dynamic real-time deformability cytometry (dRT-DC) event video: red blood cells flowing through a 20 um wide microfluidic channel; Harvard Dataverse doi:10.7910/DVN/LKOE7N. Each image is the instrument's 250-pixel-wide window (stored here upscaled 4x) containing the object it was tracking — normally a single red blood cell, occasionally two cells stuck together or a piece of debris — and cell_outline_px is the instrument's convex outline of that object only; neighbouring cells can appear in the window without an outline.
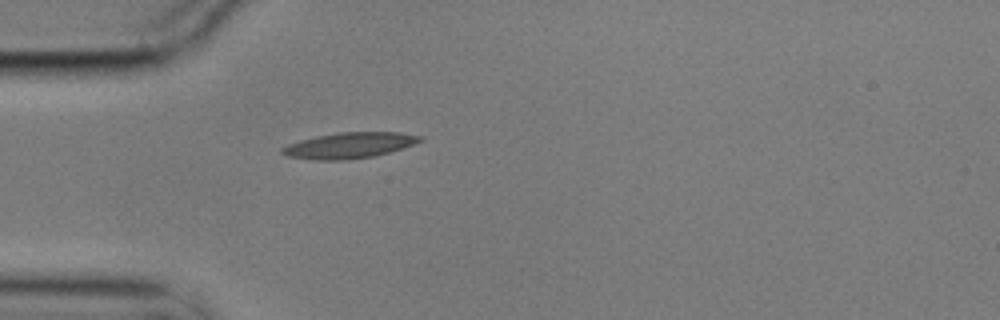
{"species": "common noctule bat (a hibernating species)", "species_latin": "Nyctalus noctula", "temperature_condition": "cold", "stored_images_in_passage": 1, "camera_frame_rate_fps": 3000, "um_per_image_px": 0.085, "animal": {"sex": "male", "body_mass_g": 17.9}, "frame": {"image": 1, "passage_image": 1, "time_ms": 0.0, "image_size_px": [1000, 320], "cell_outline_px": [[424, 140], [376, 156], [348, 160], [316, 160], [288, 156], [280, 152], [280, 148], [288, 144], [300, 140], [316, 136], [340, 132], [400, 132], [424, 136]], "centroid_in_image_um": [29.68, 12.35], "position_along_channel_um": 55.3, "area_um2": 20.75}}